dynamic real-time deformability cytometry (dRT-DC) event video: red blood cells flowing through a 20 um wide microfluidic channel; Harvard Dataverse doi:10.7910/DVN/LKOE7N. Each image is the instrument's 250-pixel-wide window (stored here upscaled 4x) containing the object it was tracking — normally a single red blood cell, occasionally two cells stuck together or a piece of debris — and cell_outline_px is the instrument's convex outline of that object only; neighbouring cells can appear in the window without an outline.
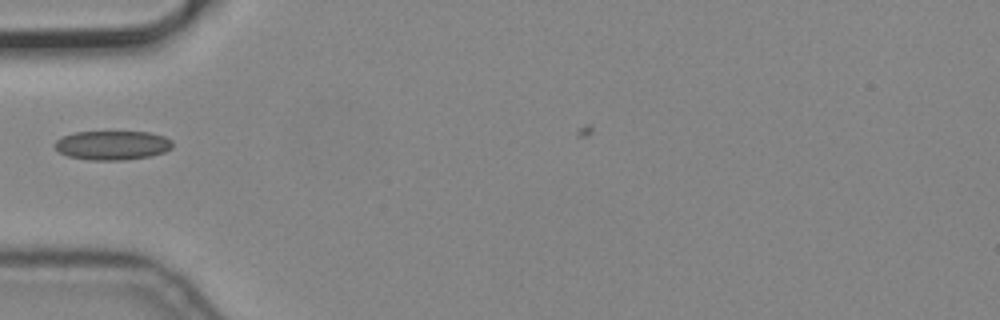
{"species": "common noctule bat (a hibernating species)", "species_latin": "Nyctalus noctula", "temperature_condition": "cold", "stored_images_in_passage": 4, "camera_frame_rate_fps": 3000, "um_per_image_px": 0.085, "animal": {"sex": "male", "body_mass_g": 19.2, "forearm_length_mm": 51.8}, "frame": {"image": 1, "passage_image": 3, "time_ms": 0.667, "image_size_px": [1000, 320], "cell_outline_px": [[172, 148], [164, 152], [152, 156], [124, 160], [92, 160], [68, 156], [60, 152], [52, 144], [56, 140], [64, 136], [76, 132], [148, 132], [164, 136], [172, 140]], "centroid_in_image_um": [9.57, 12.35], "position_along_channel_um": 75.4, "area_um2": 20.0}}